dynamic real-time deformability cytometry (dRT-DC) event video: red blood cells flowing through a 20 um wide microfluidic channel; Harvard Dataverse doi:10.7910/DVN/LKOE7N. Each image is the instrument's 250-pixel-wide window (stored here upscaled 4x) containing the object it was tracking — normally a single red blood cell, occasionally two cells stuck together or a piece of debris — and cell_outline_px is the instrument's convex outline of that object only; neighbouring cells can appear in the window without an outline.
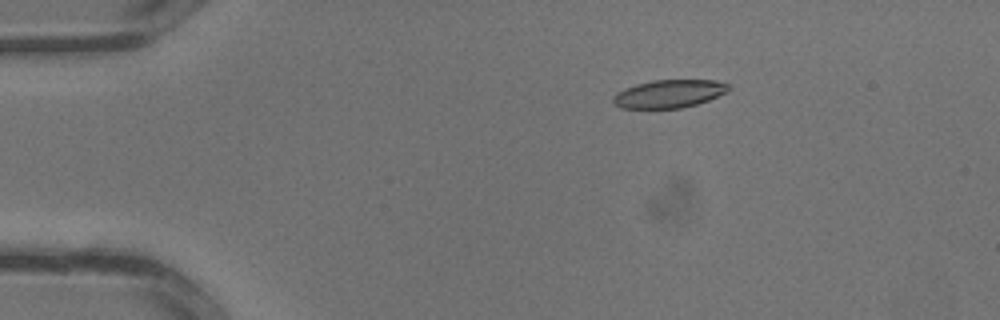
{"species": "common noctule bat (a hibernating species)", "species_latin": "Nyctalus noctula", "temperature_condition": "warm", "stored_images_in_passage": 33, "camera_frame_rate_fps": 3000, "um_per_image_px": 0.085, "animal": {"sex": "male", "body_mass_g": 13.3}, "frame": {"image": 1, "passage_image": 6, "time_ms": 1.667, "image_size_px": [1000, 320], "cell_outline_px": [[732, 88], [728, 92], [708, 100], [696, 104], [680, 108], [620, 108], [612, 104], [612, 96], [616, 92], [624, 88], [636, 84], [652, 80], [716, 80], [728, 84]], "centroid_in_image_um": [56.85, 7.97], "position_along_channel_um": 28.2, "area_um2": 19.07}}
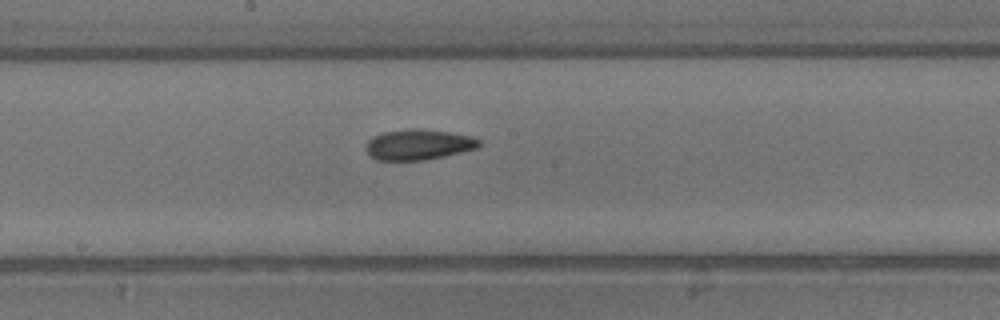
{"frame": {"image": 2, "passage_image": 18, "time_ms": 5.667, "image_size_px": [1000, 320], "cell_outline_px": [[480, 148], [444, 156], [424, 160], [376, 160], [368, 156], [368, 140], [372, 136], [384, 132], [412, 128], [416, 128], [448, 132], [472, 136], [480, 140]], "centroid_in_image_um": [35.59, 12.29], "position_along_channel_um": 212.6, "area_um2": 20.11}}
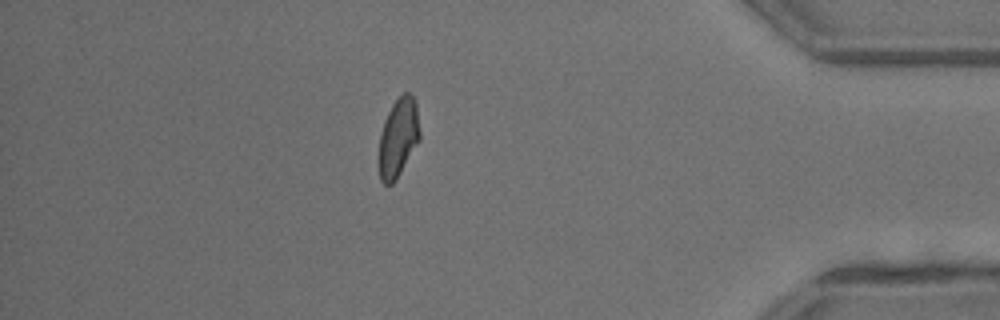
{"frame": {"image": 3, "passage_image": 29, "time_ms": 9.333, "image_size_px": [1000, 320], "cell_outline_px": [[420, 140], [396, 180], [392, 184], [384, 184], [380, 180], [376, 160], [380, 132], [384, 120], [392, 104], [404, 92], [408, 92], [416, 100], [420, 132]], "centroid_in_image_um": [33.82, 11.74], "position_along_channel_um": 401.4, "area_um2": 19.42}}